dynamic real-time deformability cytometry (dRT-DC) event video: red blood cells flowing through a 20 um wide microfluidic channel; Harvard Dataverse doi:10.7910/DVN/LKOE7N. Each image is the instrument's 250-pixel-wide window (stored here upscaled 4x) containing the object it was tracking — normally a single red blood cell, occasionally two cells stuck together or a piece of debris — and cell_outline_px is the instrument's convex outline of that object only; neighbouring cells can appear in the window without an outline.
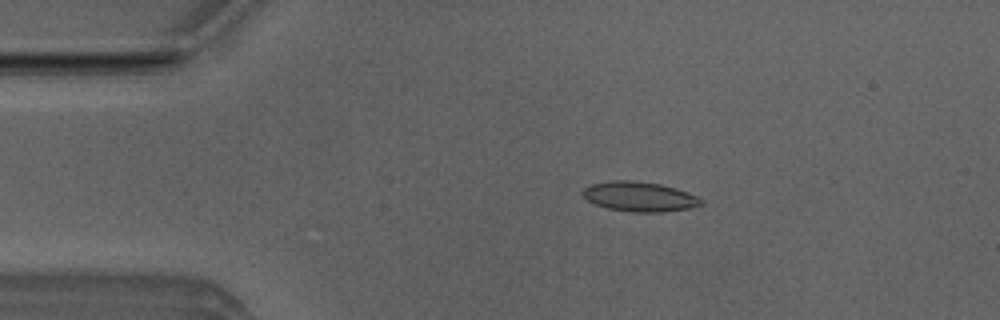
{"species": "Egyptian fruit bat (a non-hibernating species)", "species_latin": "Rousettus aegyptiacus", "temperature_condition": "room temperature", "stored_images_in_passage": 53, "camera_frame_rate_fps": 3000, "um_per_image_px": 0.085, "animal": {"sex": "male"}, "frame": {"image": 1, "passage_image": 10, "time_ms": 3.0, "image_size_px": [1000, 320], "cell_outline_px": [[704, 204], [692, 208], [660, 212], [632, 212], [608, 208], [596, 204], [588, 200], [580, 192], [584, 188], [592, 184], [612, 180], [632, 180], [660, 184], [676, 188], [688, 192], [696, 196]], "centroid_in_image_um": [54.36, 16.71], "position_along_channel_um": 30.6, "area_um2": 20.46}}
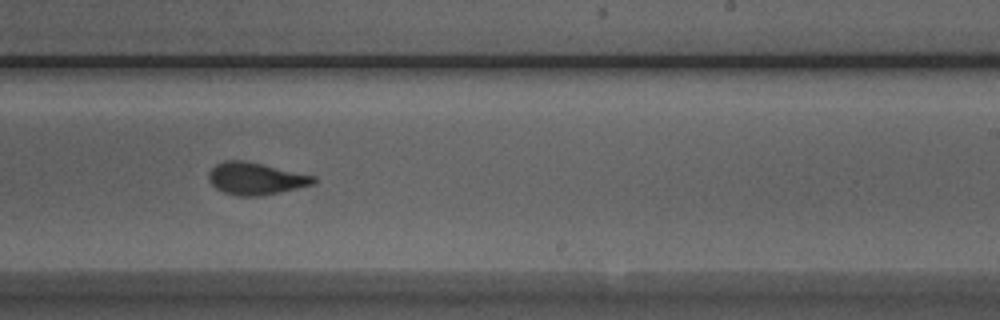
{"frame": {"image": 2, "passage_image": 32, "time_ms": 10.333, "image_size_px": [1000, 320], "cell_outline_px": [[316, 184], [280, 192], [260, 196], [236, 196], [224, 192], [216, 188], [208, 180], [208, 176], [212, 168], [216, 164], [224, 160], [244, 160], [316, 176]], "centroid_in_image_um": [21.74, 15.18], "position_along_channel_um": 267.3, "area_um2": 19.71}}
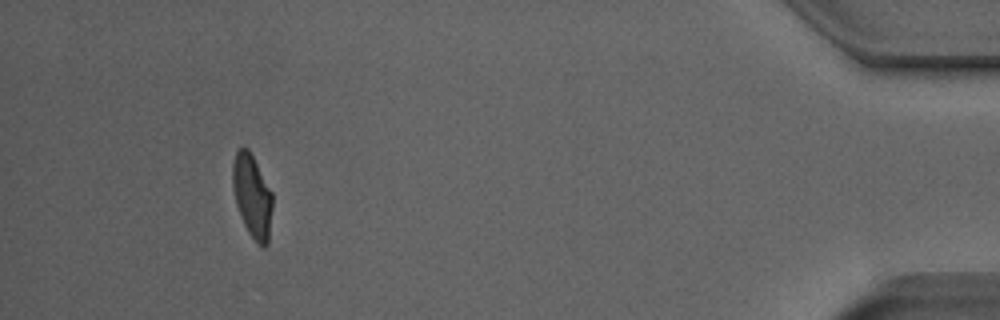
{"frame": {"image": 3, "passage_image": 49, "time_ms": 16.0, "image_size_px": [1000, 320], "cell_outline_px": [[272, 208], [268, 244], [264, 248], [248, 232], [240, 216], [236, 204], [232, 184], [232, 164], [236, 152], [240, 148], [248, 148], [272, 192]], "centroid_in_image_um": [21.43, 16.66], "position_along_channel_um": 413.8, "area_um2": 19.07}, "authors_computed_cell_mechanics": {"area_um2": 19.8254, "velocity_mm_per_s": 3.8419, "shape_relaxation_time_tau1_ms": 5.366, "shape_relaxation_time_tau2_ms": 0.8397, "deformation_change_tau1": 0.196, "deformation_change_tau2": 0.0729}}